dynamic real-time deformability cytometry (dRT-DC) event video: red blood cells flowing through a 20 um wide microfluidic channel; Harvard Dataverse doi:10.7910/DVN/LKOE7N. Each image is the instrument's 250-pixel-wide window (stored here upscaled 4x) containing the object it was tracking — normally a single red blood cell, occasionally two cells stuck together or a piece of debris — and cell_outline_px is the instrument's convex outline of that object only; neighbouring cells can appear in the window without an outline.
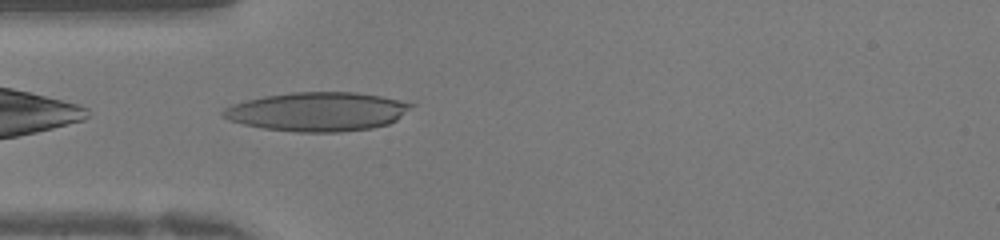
{"species": "human", "species_latin": "Homo sapiens", "temperature_condition": "warm", "stored_images_in_passage": 28, "camera_frame_rate_fps": 3000, "um_per_image_px": 0.085, "donor": {"sex": "female"}, "frame": {"image": 1, "passage_image": 1, "time_ms": 0.0, "image_size_px": [1000, 240], "cell_outline_px": [[416, 104], [396, 120], [388, 124], [372, 128], [340, 132], [296, 132], [264, 128], [244, 124], [228, 120], [220, 116], [220, 112], [224, 108], [232, 104], [264, 96], [292, 92], [356, 92], [380, 96], [400, 100]], "centroid_in_image_um": [26.97, 9.49], "position_along_channel_um": 58.0, "area_um2": 42.77}}
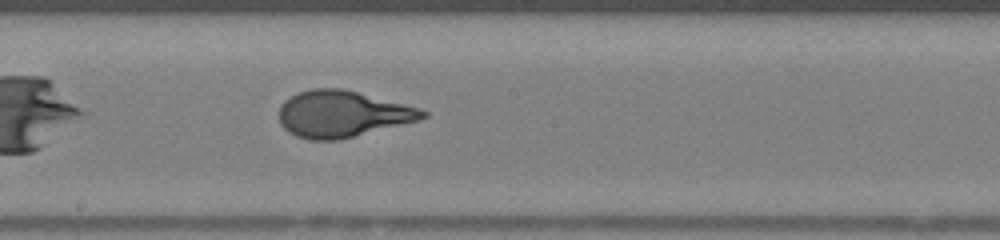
{"frame": {"image": 2, "passage_image": 11, "time_ms": 3.333, "image_size_px": [1000, 240], "cell_outline_px": [[428, 116], [420, 120], [340, 140], [308, 140], [296, 136], [288, 132], [280, 124], [280, 104], [284, 100], [296, 92], [312, 88], [340, 88], [420, 108], [428, 112]], "centroid_in_image_um": [29.07, 9.7], "position_along_channel_um": 219.1, "area_um2": 38.96}}
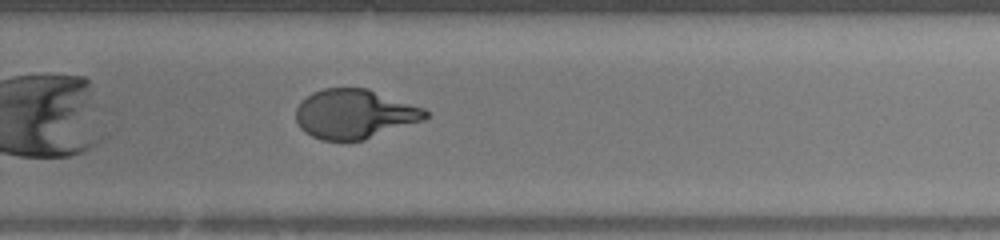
{"frame": {"image": 3, "passage_image": 16, "time_ms": 5.0, "image_size_px": [1000, 240], "cell_outline_px": [[428, 116], [424, 120], [364, 140], [320, 140], [304, 132], [300, 128], [296, 120], [296, 108], [300, 100], [312, 92], [324, 88], [368, 88], [424, 108], [428, 112]], "centroid_in_image_um": [30.11, 9.68], "position_along_channel_um": 299.7, "area_um2": 37.4}}